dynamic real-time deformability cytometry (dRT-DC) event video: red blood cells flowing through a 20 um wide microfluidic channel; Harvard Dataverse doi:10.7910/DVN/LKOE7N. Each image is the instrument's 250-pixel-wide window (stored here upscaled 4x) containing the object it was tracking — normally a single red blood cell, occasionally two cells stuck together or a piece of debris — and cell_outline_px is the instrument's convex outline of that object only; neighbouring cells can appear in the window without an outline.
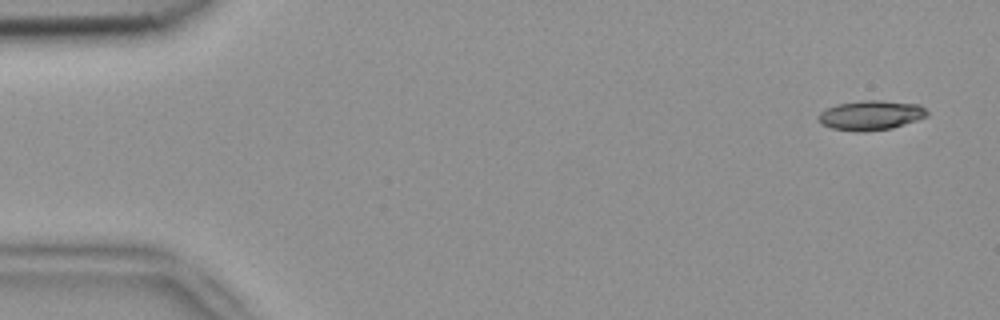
{"species": "common noctule bat (a hibernating species)", "species_latin": "Nyctalus noctula", "temperature_condition": "room temperature", "stored_images_in_passage": 3, "camera_frame_rate_fps": 3000, "um_per_image_px": 0.085, "animal": {"sex": "female", "body_mass_g": 18.4}, "frame": {"image": 1, "passage_image": 1, "time_ms": 0.0, "image_size_px": [1000, 320], "cell_outline_px": [[928, 116], [892, 128], [860, 132], [856, 132], [832, 128], [820, 124], [820, 112], [836, 104], [860, 100], [880, 100], [920, 104], [928, 112]], "centroid_in_image_um": [74.03, 9.79], "position_along_channel_um": 11.0, "area_um2": 18.73}}